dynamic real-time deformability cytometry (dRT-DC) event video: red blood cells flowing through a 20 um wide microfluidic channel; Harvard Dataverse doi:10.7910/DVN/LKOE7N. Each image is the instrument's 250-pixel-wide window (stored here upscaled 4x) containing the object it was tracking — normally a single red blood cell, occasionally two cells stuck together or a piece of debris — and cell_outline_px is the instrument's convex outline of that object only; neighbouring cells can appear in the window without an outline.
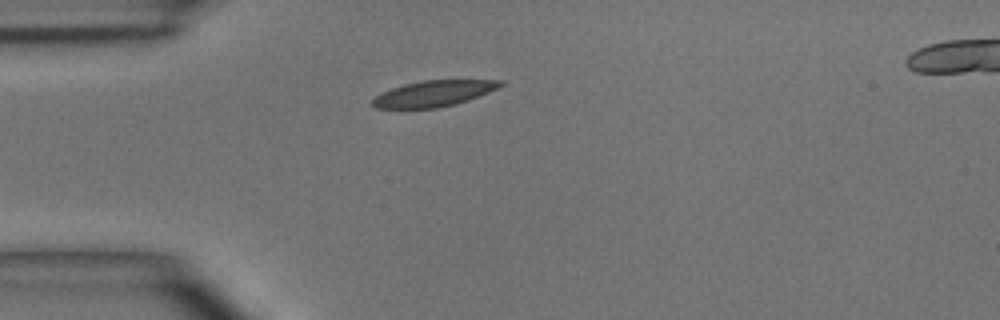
{"species": "common noctule bat (a hibernating species)", "species_latin": "Nyctalus noctula", "temperature_condition": "room temperature", "stored_images_in_passage": 2, "camera_frame_rate_fps": 3000, "um_per_image_px": 0.085, "animal": {"sex": "male", "body_mass_g": 15.6}, "frame": {"image": 1, "passage_image": 1, "time_ms": 0.0, "image_size_px": [1000, 320], "cell_outline_px": [[504, 84], [488, 92], [468, 100], [456, 104], [436, 108], [376, 108], [372, 104], [372, 100], [376, 96], [392, 88], [404, 84], [424, 80], [504, 80]], "centroid_in_image_um": [36.87, 7.95], "position_along_channel_um": 48.1, "area_um2": 19.07}}